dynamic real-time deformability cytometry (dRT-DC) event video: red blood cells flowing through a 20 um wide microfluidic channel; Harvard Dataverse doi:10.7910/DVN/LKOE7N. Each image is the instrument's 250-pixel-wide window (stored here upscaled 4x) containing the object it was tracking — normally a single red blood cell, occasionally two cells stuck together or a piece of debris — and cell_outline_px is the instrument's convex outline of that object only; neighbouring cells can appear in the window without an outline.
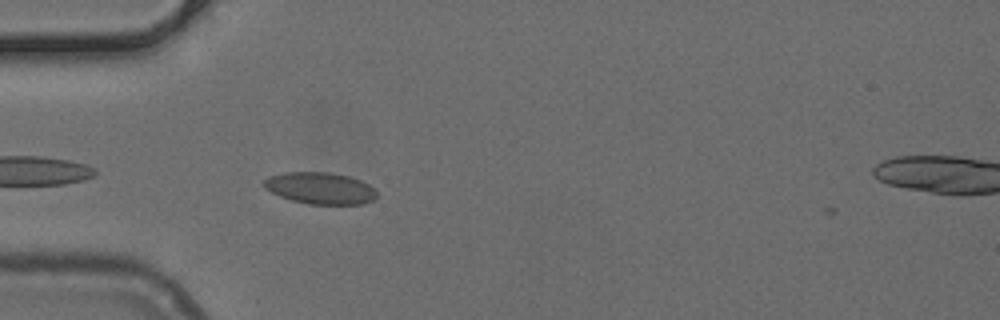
{"species": "common noctule bat (a hibernating species)", "species_latin": "Nyctalus noctula", "temperature_condition": "cold", "stored_images_in_passage": 2, "camera_frame_rate_fps": 3000, "um_per_image_px": 0.085, "animal": {"sex": "female", "body_mass_g": 24.6, "forearm_length_mm": 56.2}, "frame": {"image": 1, "passage_image": 1, "time_ms": 0.0, "image_size_px": [1000, 320], "cell_outline_px": [[376, 200], [364, 204], [308, 204], [292, 200], [280, 196], [264, 188], [260, 184], [268, 176], [284, 172], [328, 172], [348, 176], [360, 180], [376, 188]], "centroid_in_image_um": [27.21, 15.99], "position_along_channel_um": 57.8, "area_um2": 21.1}}